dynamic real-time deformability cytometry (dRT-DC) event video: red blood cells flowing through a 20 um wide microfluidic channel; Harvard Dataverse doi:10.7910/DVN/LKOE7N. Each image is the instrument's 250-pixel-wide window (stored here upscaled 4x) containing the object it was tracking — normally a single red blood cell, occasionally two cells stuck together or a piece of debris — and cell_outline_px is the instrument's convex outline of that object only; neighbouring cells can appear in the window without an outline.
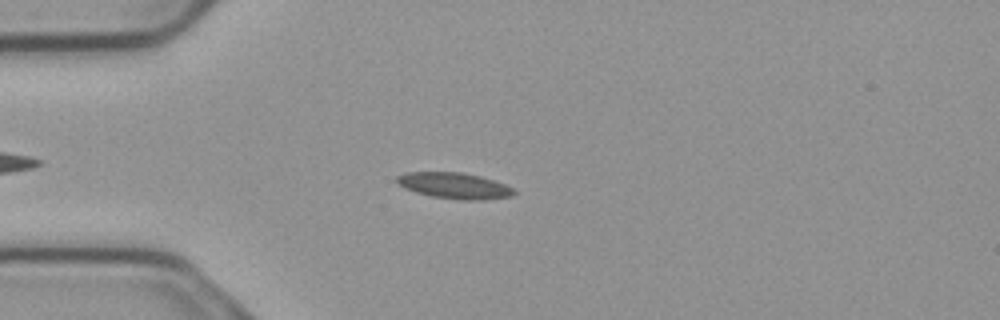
{"species": "common noctule bat (a hibernating species)", "species_latin": "Nyctalus noctula", "temperature_condition": "cold", "stored_images_in_passage": 48, "camera_frame_rate_fps": 3000, "um_per_image_px": 0.085, "animal": {"sex": "male", "body_mass_g": 23.1, "forearm_length_mm": 52.7}, "frame": {"image": 1, "passage_image": 11, "time_ms": 3.333, "image_size_px": [1000, 320], "cell_outline_px": [[516, 192], [512, 196], [484, 200], [460, 200], [432, 196], [416, 192], [404, 188], [396, 184], [396, 176], [408, 172], [460, 172], [480, 176], [504, 184], [512, 188]], "centroid_in_image_um": [38.59, 15.78], "position_along_channel_um": 46.4, "area_um2": 17.74}}
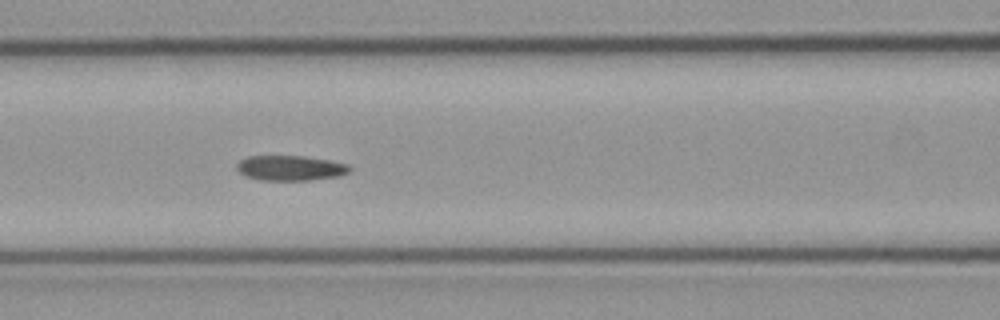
{"frame": {"image": 2, "passage_image": 20, "time_ms": 6.333, "image_size_px": [1000, 320], "cell_outline_px": [[352, 168], [348, 172], [340, 176], [308, 180], [260, 180], [244, 176], [236, 168], [236, 164], [240, 160], [248, 156], [300, 156], [328, 160], [348, 164]], "centroid_in_image_um": [24.66, 14.28], "position_along_channel_um": 141.9, "area_um2": 16.47}}
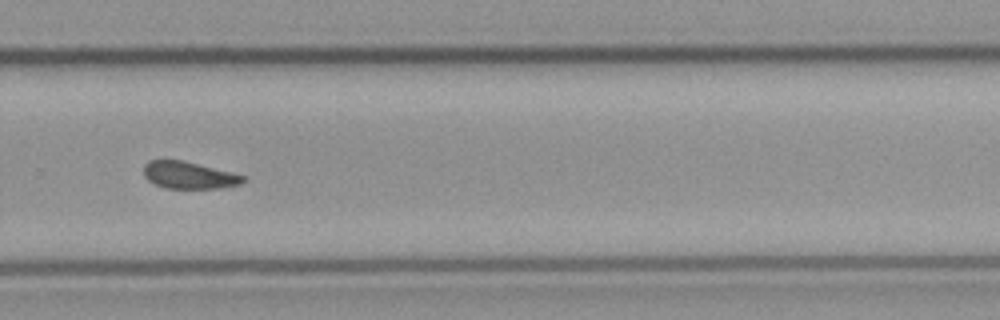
{"frame": {"image": 3, "passage_image": 34, "time_ms": 11.0, "image_size_px": [1000, 320], "cell_outline_px": [[244, 180], [240, 184], [220, 188], [164, 188], [148, 180], [144, 176], [144, 164], [148, 160], [184, 160], [232, 172], [244, 176]], "centroid_in_image_um": [16.04, 14.88], "position_along_channel_um": 313.8, "area_um2": 15.66}, "authors_computed_cell_mechanics": {"area_um2": 16.5308, "velocity_mm_per_s": 3.6958, "shape_relaxation_time_tau1_ms": null, "shape_relaxation_time_tau2_ms": 5.3703, "deformation_change_tau1": null, "deformation_change_tau2": 0.0974}}